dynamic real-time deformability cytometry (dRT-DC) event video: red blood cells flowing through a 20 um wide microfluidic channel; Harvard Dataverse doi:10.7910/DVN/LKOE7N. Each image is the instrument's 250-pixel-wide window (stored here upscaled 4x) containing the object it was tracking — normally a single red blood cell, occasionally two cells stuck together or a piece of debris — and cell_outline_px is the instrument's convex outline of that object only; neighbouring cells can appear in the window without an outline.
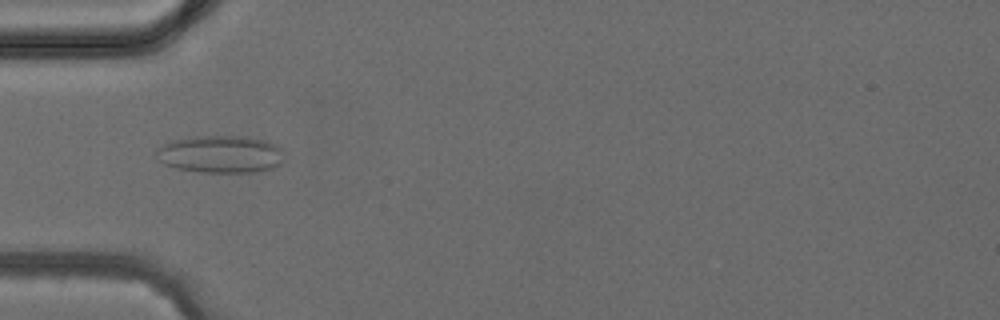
{"species": "common noctule bat (a hibernating species)", "species_latin": "Nyctalus noctula", "temperature_condition": "cold", "stored_images_in_passage": 4, "camera_frame_rate_fps": 3000, "um_per_image_px": 0.085, "animal": {"sex": "female", "body_mass_g": 24.6, "forearm_length_mm": 56.2}, "frame": {"image": 1, "passage_image": 4, "time_ms": 4.0, "image_size_px": [1000, 320], "cell_outline_px": [[284, 164], [272, 168], [252, 172], [200, 172], [176, 168], [164, 164], [156, 156], [156, 152], [164, 144], [172, 140], [196, 136], [244, 136], [264, 140], [276, 144], [284, 148]], "centroid_in_image_um": [18.82, 13.1], "position_along_channel_um": 66.2, "area_um2": 28.15}}